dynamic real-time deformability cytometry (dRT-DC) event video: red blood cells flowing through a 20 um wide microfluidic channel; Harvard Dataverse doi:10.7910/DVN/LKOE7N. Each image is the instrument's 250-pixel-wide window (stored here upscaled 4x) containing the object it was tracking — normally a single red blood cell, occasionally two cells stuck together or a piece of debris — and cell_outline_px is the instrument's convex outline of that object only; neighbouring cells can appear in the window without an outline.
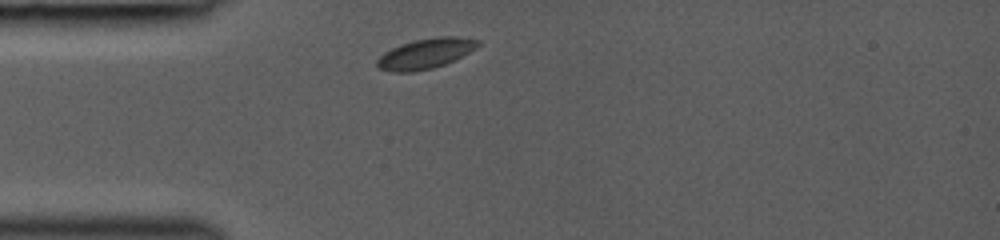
{"species": "common noctule bat (a hibernating species)", "species_latin": "Nyctalus noctula", "temperature_condition": "room temperature", "stored_images_in_passage": 11, "camera_frame_rate_fps": 3000, "um_per_image_px": 0.085, "animal": {"sex": "female", "body_mass_g": 19.0, "forearm_length_mm": 53.3}, "frame": {"image": 1, "passage_image": 1, "time_ms": 0.0, "image_size_px": [1000, 240], "cell_outline_px": [[480, 44], [476, 48], [456, 60], [432, 68], [412, 72], [392, 72], [376, 68], [376, 60], [384, 52], [400, 44], [416, 40], [436, 36], [460, 36], [480, 40]], "centroid_in_image_um": [36.18, 4.55], "position_along_channel_um": 48.8, "area_um2": 17.98}}
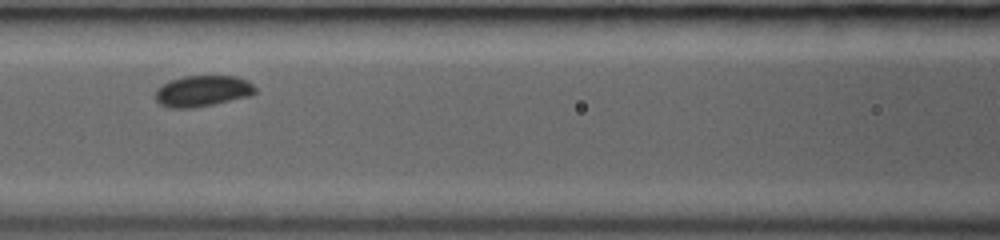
{"frame": {"image": 2, "passage_image": 6, "time_ms": 2.667, "image_size_px": [1000, 240], "cell_outline_px": [[256, 92], [252, 96], [192, 108], [168, 108], [160, 104], [156, 100], [156, 88], [168, 80], [184, 76], [236, 76], [248, 80], [256, 88]], "centroid_in_image_um": [17.22, 7.73], "position_along_channel_um": 149.4, "area_um2": 18.26}}
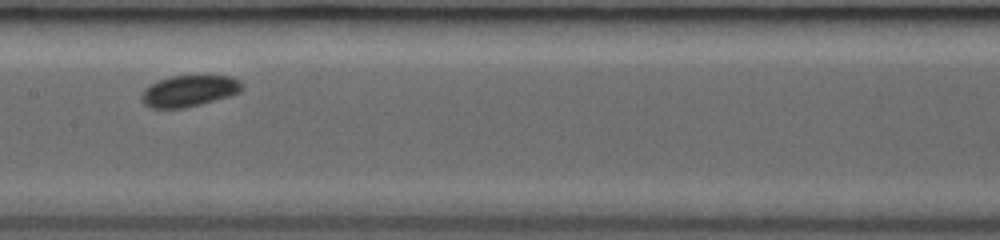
{"frame": {"image": 3, "passage_image": 10, "time_ms": 3.667, "image_size_px": [1000, 240], "cell_outline_px": [[244, 84], [240, 92], [228, 96], [200, 104], [184, 108], [152, 108], [144, 104], [140, 100], [140, 96], [144, 88], [160, 80], [172, 76], [232, 76], [240, 80]], "centroid_in_image_um": [16.07, 7.73], "position_along_channel_um": 191.3, "area_um2": 18.26}}